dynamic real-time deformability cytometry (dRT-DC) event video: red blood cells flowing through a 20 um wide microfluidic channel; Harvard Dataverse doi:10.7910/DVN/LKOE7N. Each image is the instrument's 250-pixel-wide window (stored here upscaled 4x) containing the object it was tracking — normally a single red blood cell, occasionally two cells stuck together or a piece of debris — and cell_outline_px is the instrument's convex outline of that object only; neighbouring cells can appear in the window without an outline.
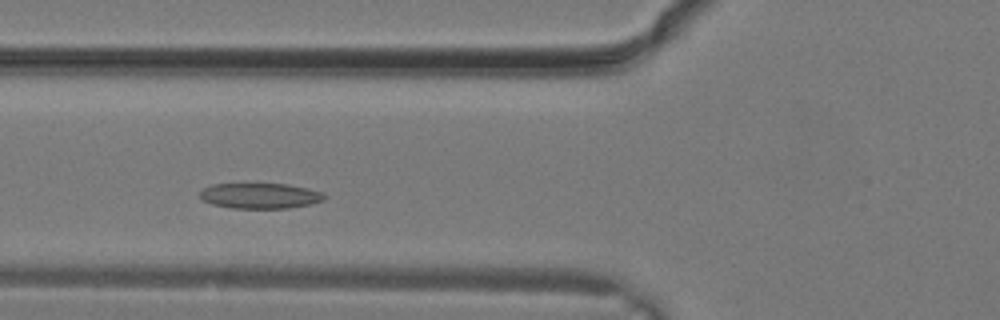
{"species": "common noctule bat (a hibernating species)", "species_latin": "Nyctalus noctula", "temperature_condition": "warm", "stored_images_in_passage": 13, "camera_frame_rate_fps": 3000, "um_per_image_px": 0.085, "animal": {"sex": "male", "body_mass_g": 19.2, "forearm_length_mm": 51.8}, "frame": {"image": 1, "passage_image": 6, "time_ms": 1.667, "image_size_px": [1000, 320], "cell_outline_px": [[328, 196], [324, 200], [308, 204], [288, 208], [232, 208], [212, 204], [204, 200], [200, 196], [200, 192], [204, 188], [212, 184], [288, 184], [324, 192]], "centroid_in_image_um": [22.14, 16.64], "position_along_channel_um": 103.7, "area_um2": 18.38}}
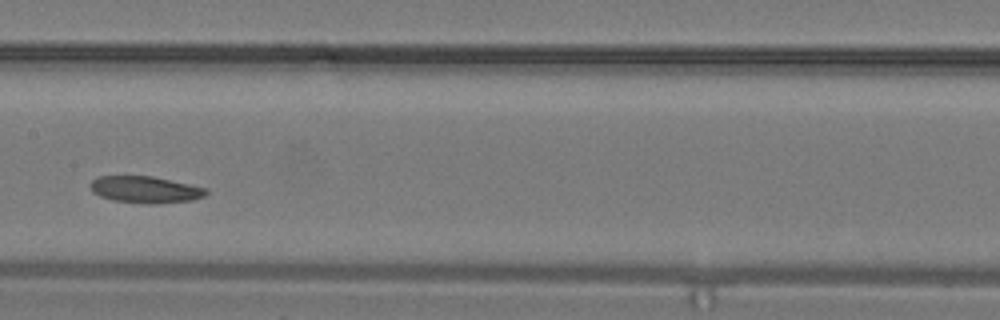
{"frame": {"image": 2, "passage_image": 10, "time_ms": 3.0, "image_size_px": [1000, 320], "cell_outline_px": [[208, 192], [204, 196], [192, 200], [156, 204], [152, 204], [112, 200], [100, 196], [92, 192], [92, 180], [100, 176], [152, 176], [208, 188]], "centroid_in_image_um": [12.38, 16.12], "position_along_channel_um": 195.0, "area_um2": 17.92}}
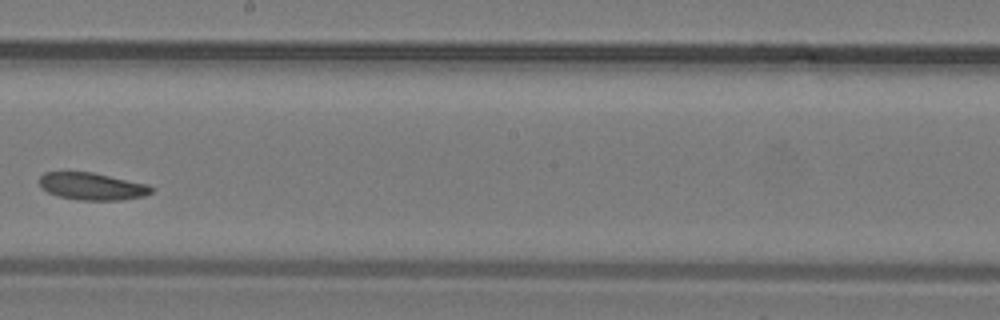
{"frame": {"image": 3, "passage_image": 12, "time_ms": 3.667, "image_size_px": [1000, 320], "cell_outline_px": [[156, 188], [152, 192], [144, 196], [124, 200], [80, 200], [60, 196], [48, 192], [40, 188], [40, 176], [44, 172], [92, 172], [148, 184]], "centroid_in_image_um": [7.86, 15.84], "position_along_channel_um": 240.3, "area_um2": 17.86}}